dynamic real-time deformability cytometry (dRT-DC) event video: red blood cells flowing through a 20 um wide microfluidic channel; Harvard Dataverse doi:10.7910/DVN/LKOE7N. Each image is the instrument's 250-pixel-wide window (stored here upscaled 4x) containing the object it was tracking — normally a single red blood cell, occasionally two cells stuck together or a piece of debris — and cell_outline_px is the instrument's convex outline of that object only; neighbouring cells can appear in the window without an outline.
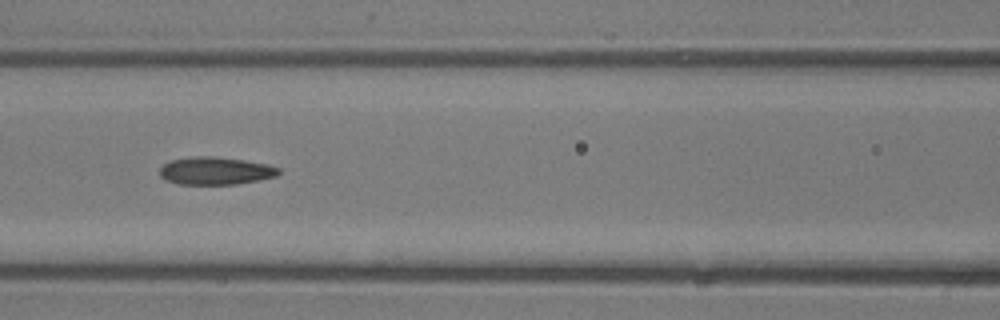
{"species": "common noctule bat (a hibernating species)", "species_latin": "Nyctalus noctula", "temperature_condition": "room temperature", "stored_images_in_passage": 6, "camera_frame_rate_fps": 3000, "um_per_image_px": 0.085, "animal": {"sex": "male", "body_mass_g": 13.3}, "frame": {"image": 1, "passage_image": 5, "time_ms": 5.333, "image_size_px": [1000, 320], "cell_outline_px": [[280, 172], [276, 176], [260, 180], [236, 184], [180, 184], [164, 180], [160, 176], [160, 168], [164, 164], [172, 160], [192, 156], [212, 156], [244, 160], [268, 164], [280, 168]], "centroid_in_image_um": [18.32, 14.52], "position_along_channel_um": 148.3, "area_um2": 19.25}}
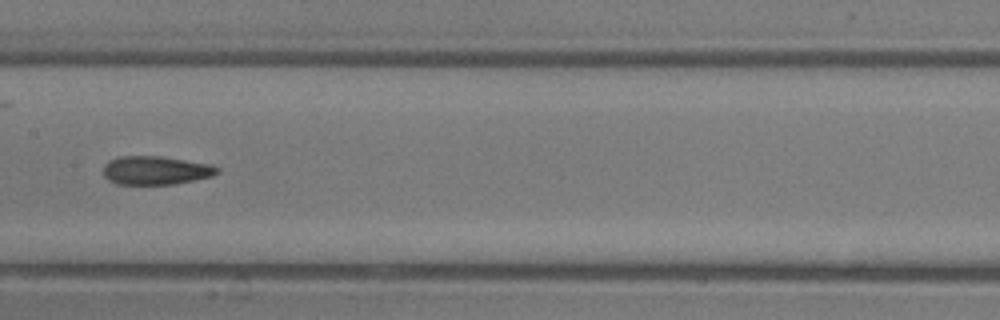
{"frame": {"image": 2, "passage_image": 6, "time_ms": 6.333, "image_size_px": [1000, 320], "cell_outline_px": [[220, 172], [212, 176], [172, 184], [116, 184], [108, 180], [104, 176], [104, 164], [108, 160], [120, 156], [160, 156], [212, 164], [220, 168]], "centroid_in_image_um": [13.23, 14.47], "position_along_channel_um": 194.2, "area_um2": 19.02}}